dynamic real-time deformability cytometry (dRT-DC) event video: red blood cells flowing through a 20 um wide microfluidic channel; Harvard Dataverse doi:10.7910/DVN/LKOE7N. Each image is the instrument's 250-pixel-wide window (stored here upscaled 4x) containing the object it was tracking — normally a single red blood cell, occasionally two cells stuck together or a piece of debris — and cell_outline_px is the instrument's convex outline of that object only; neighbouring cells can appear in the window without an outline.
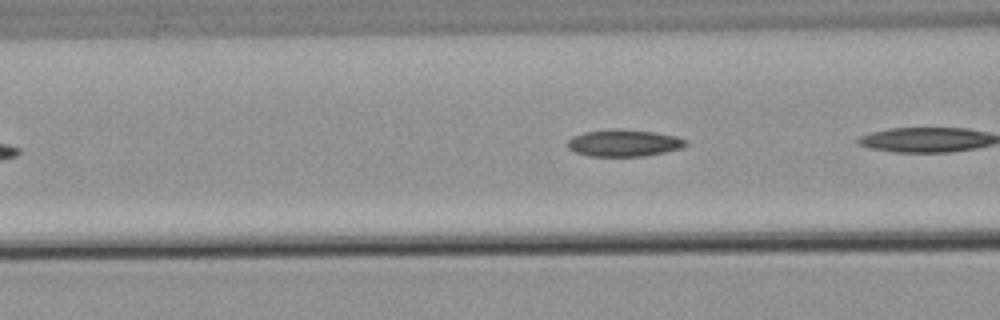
{"species": "common noctule bat (a hibernating species)", "species_latin": "Nyctalus noctula", "temperature_condition": "warm", "stored_images_in_passage": 6, "camera_frame_rate_fps": 3000, "um_per_image_px": 0.085, "animal": {"sex": "male", "body_mass_g": 21.5, "forearm_length_mm": 52.0}, "frame": {"image": 1, "passage_image": 4, "time_ms": 1.0, "image_size_px": [1000, 320], "cell_outline_px": [[688, 144], [680, 148], [664, 152], [644, 156], [588, 156], [576, 152], [568, 148], [568, 140], [572, 136], [584, 132], [652, 132], [676, 136], [688, 140]], "centroid_in_image_um": [53.05, 12.21], "position_along_channel_um": 113.5, "area_um2": 17.51}}